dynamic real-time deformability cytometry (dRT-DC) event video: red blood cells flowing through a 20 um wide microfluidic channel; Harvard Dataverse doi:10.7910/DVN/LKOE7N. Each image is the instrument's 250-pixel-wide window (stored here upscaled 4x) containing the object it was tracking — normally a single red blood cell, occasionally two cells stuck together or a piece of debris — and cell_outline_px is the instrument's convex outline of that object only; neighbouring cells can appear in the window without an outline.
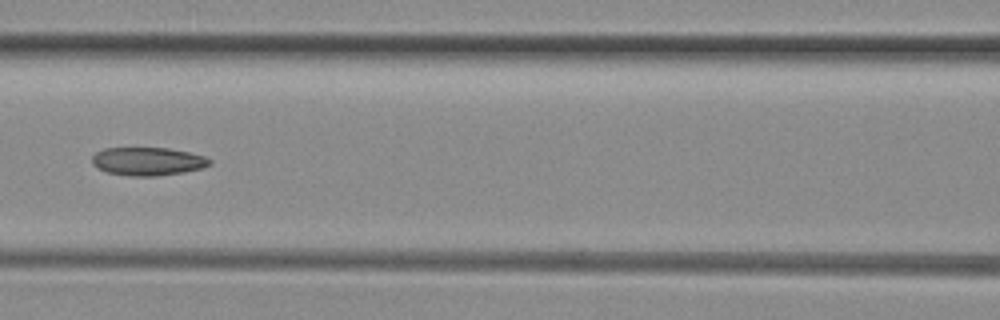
{"species": "common noctule bat (a hibernating species)", "species_latin": "Nyctalus noctula", "temperature_condition": "room temperature", "stored_images_in_passage": 40, "camera_frame_rate_fps": 3000, "um_per_image_px": 0.085, "animal": {"sex": "female", "body_mass_g": 29.2, "forearm_length_mm": 56.3}, "frame": {"image": 1, "passage_image": 12, "time_ms": 3.667, "image_size_px": [1000, 320], "cell_outline_px": [[212, 164], [204, 168], [184, 172], [156, 176], [132, 176], [108, 172], [92, 164], [92, 156], [96, 152], [104, 148], [168, 148], [188, 152], [204, 156], [212, 160]], "centroid_in_image_um": [12.6, 13.71], "position_along_channel_um": 154.0, "area_um2": 19.31}, "authors_computed_cell_mechanics": {"area_um2": 19.5653, "velocity_mm_per_s": 4.1566, "shape_relaxation_time_tau1_ms": null, "shape_relaxation_time_tau2_ms": 5.631, "deformation_change_tau1": null, "deformation_change_tau2": 0.1452}}